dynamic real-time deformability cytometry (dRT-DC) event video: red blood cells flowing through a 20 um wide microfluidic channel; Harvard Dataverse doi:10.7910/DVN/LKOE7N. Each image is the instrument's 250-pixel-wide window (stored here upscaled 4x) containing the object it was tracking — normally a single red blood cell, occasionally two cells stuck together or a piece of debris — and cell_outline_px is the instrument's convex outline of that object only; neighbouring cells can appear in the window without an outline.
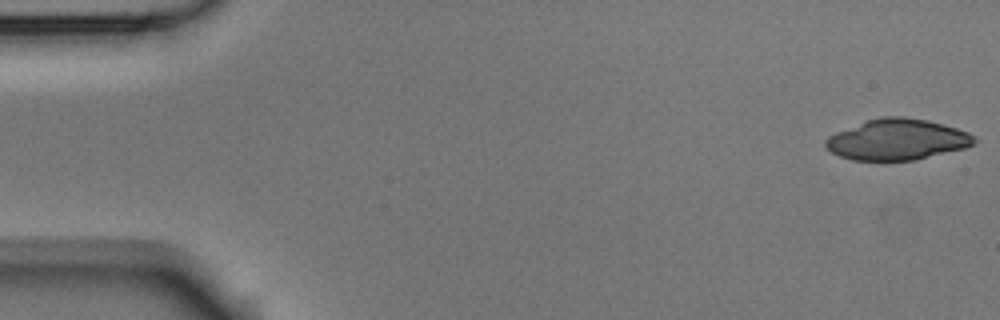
{"species": "Egyptian fruit bat (a non-hibernating species)", "species_latin": "Rousettus aegyptiacus", "temperature_condition": "room temperature", "stored_images_in_passage": 5, "camera_frame_rate_fps": 3000, "um_per_image_px": 0.085, "animal": {"sex": "male"}, "frame": {"image": 1, "passage_image": 1, "time_ms": 0.0, "image_size_px": [1000, 320], "cell_outline_px": [[976, 140], [972, 144], [964, 148], [916, 160], [852, 160], [840, 156], [832, 152], [824, 144], [824, 140], [828, 136], [836, 132], [868, 120], [880, 116], [904, 116], [928, 120], [956, 128], [968, 132]], "centroid_in_image_um": [76.24, 11.86], "position_along_channel_um": 8.8, "area_um2": 35.2}}
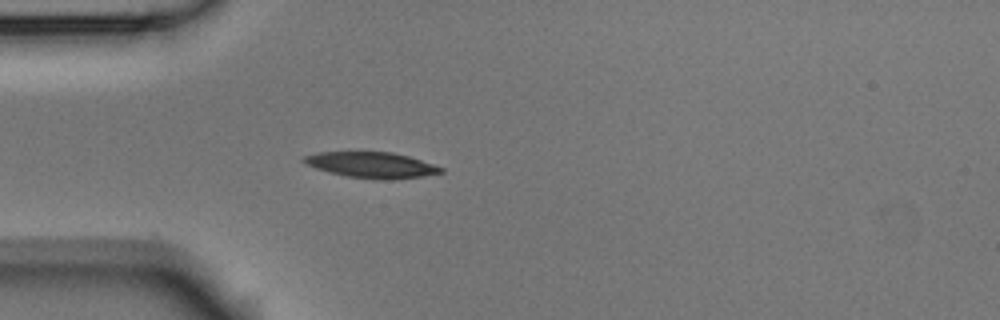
{"frame": {"image": 2, "passage_image": 5, "time_ms": 1.333, "image_size_px": [1000, 320], "cell_outline_px": [[444, 172], [424, 176], [392, 180], [376, 180], [348, 176], [328, 172], [304, 164], [300, 160], [304, 156], [316, 152], [392, 152], [408, 156], [444, 168]], "centroid_in_image_um": [31.56, 14.03], "position_along_channel_um": 53.4, "area_um2": 20.75}}